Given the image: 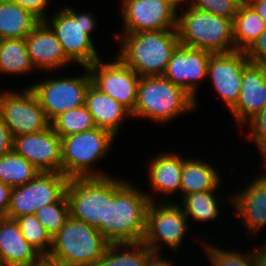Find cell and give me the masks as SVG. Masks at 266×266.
<instances>
[{"instance_id": "obj_23", "label": "cell", "mask_w": 266, "mask_h": 266, "mask_svg": "<svg viewBox=\"0 0 266 266\" xmlns=\"http://www.w3.org/2000/svg\"><path fill=\"white\" fill-rule=\"evenodd\" d=\"M85 106L91 113L96 127L118 136L123 122L132 118L131 112L111 96L100 92L92 84L85 94Z\"/></svg>"}, {"instance_id": "obj_21", "label": "cell", "mask_w": 266, "mask_h": 266, "mask_svg": "<svg viewBox=\"0 0 266 266\" xmlns=\"http://www.w3.org/2000/svg\"><path fill=\"white\" fill-rule=\"evenodd\" d=\"M160 152L158 155L154 156L147 162V173L148 179L151 186V190L146 195L148 196L151 202H157L161 196V202H169L167 196L176 195L178 192L180 196V187H181V173L183 169V162L185 156L177 154V152ZM154 193V194H153ZM156 194V195H155ZM159 196V197H158ZM157 197V198H156Z\"/></svg>"}, {"instance_id": "obj_13", "label": "cell", "mask_w": 266, "mask_h": 266, "mask_svg": "<svg viewBox=\"0 0 266 266\" xmlns=\"http://www.w3.org/2000/svg\"><path fill=\"white\" fill-rule=\"evenodd\" d=\"M111 58V62L100 59L87 66L91 84L132 113L137 100L140 76L124 65L116 56Z\"/></svg>"}, {"instance_id": "obj_39", "label": "cell", "mask_w": 266, "mask_h": 266, "mask_svg": "<svg viewBox=\"0 0 266 266\" xmlns=\"http://www.w3.org/2000/svg\"><path fill=\"white\" fill-rule=\"evenodd\" d=\"M13 150V136L0 116V157Z\"/></svg>"}, {"instance_id": "obj_38", "label": "cell", "mask_w": 266, "mask_h": 266, "mask_svg": "<svg viewBox=\"0 0 266 266\" xmlns=\"http://www.w3.org/2000/svg\"><path fill=\"white\" fill-rule=\"evenodd\" d=\"M10 1H13L14 3L30 11L40 21H44L49 15L48 8L50 7L48 6L51 5L50 4L51 0H10Z\"/></svg>"}, {"instance_id": "obj_34", "label": "cell", "mask_w": 266, "mask_h": 266, "mask_svg": "<svg viewBox=\"0 0 266 266\" xmlns=\"http://www.w3.org/2000/svg\"><path fill=\"white\" fill-rule=\"evenodd\" d=\"M34 215L51 238H53L70 216L69 202L66 194L58 202L40 207Z\"/></svg>"}, {"instance_id": "obj_27", "label": "cell", "mask_w": 266, "mask_h": 266, "mask_svg": "<svg viewBox=\"0 0 266 266\" xmlns=\"http://www.w3.org/2000/svg\"><path fill=\"white\" fill-rule=\"evenodd\" d=\"M25 38L3 39L0 44V75H28L35 72Z\"/></svg>"}, {"instance_id": "obj_14", "label": "cell", "mask_w": 266, "mask_h": 266, "mask_svg": "<svg viewBox=\"0 0 266 266\" xmlns=\"http://www.w3.org/2000/svg\"><path fill=\"white\" fill-rule=\"evenodd\" d=\"M123 33L177 29L178 6L172 0H121Z\"/></svg>"}, {"instance_id": "obj_24", "label": "cell", "mask_w": 266, "mask_h": 266, "mask_svg": "<svg viewBox=\"0 0 266 266\" xmlns=\"http://www.w3.org/2000/svg\"><path fill=\"white\" fill-rule=\"evenodd\" d=\"M211 164L201 158L185 157L181 173V198L192 193L220 189L222 175Z\"/></svg>"}, {"instance_id": "obj_28", "label": "cell", "mask_w": 266, "mask_h": 266, "mask_svg": "<svg viewBox=\"0 0 266 266\" xmlns=\"http://www.w3.org/2000/svg\"><path fill=\"white\" fill-rule=\"evenodd\" d=\"M217 190L192 193L185 195L181 201V208L189 221L198 223H209L216 220L221 211V202L218 198ZM217 194V195H216Z\"/></svg>"}, {"instance_id": "obj_19", "label": "cell", "mask_w": 266, "mask_h": 266, "mask_svg": "<svg viewBox=\"0 0 266 266\" xmlns=\"http://www.w3.org/2000/svg\"><path fill=\"white\" fill-rule=\"evenodd\" d=\"M30 61L36 72L59 71L74 63L66 56L54 31L45 22L40 21L25 37ZM63 67V68H62Z\"/></svg>"}, {"instance_id": "obj_40", "label": "cell", "mask_w": 266, "mask_h": 266, "mask_svg": "<svg viewBox=\"0 0 266 266\" xmlns=\"http://www.w3.org/2000/svg\"><path fill=\"white\" fill-rule=\"evenodd\" d=\"M11 187L0 181V218H6L10 205Z\"/></svg>"}, {"instance_id": "obj_16", "label": "cell", "mask_w": 266, "mask_h": 266, "mask_svg": "<svg viewBox=\"0 0 266 266\" xmlns=\"http://www.w3.org/2000/svg\"><path fill=\"white\" fill-rule=\"evenodd\" d=\"M249 62L245 51L211 54L208 61L207 80L220 96L228 110L238 102L244 66Z\"/></svg>"}, {"instance_id": "obj_5", "label": "cell", "mask_w": 266, "mask_h": 266, "mask_svg": "<svg viewBox=\"0 0 266 266\" xmlns=\"http://www.w3.org/2000/svg\"><path fill=\"white\" fill-rule=\"evenodd\" d=\"M186 5L185 9L182 5L178 7L177 30L181 44L212 54L237 51L233 20Z\"/></svg>"}, {"instance_id": "obj_22", "label": "cell", "mask_w": 266, "mask_h": 266, "mask_svg": "<svg viewBox=\"0 0 266 266\" xmlns=\"http://www.w3.org/2000/svg\"><path fill=\"white\" fill-rule=\"evenodd\" d=\"M42 258L23 238L16 220L0 218V262L3 266H31Z\"/></svg>"}, {"instance_id": "obj_31", "label": "cell", "mask_w": 266, "mask_h": 266, "mask_svg": "<svg viewBox=\"0 0 266 266\" xmlns=\"http://www.w3.org/2000/svg\"><path fill=\"white\" fill-rule=\"evenodd\" d=\"M50 126L60 138L96 128L93 117L85 105L58 115Z\"/></svg>"}, {"instance_id": "obj_42", "label": "cell", "mask_w": 266, "mask_h": 266, "mask_svg": "<svg viewBox=\"0 0 266 266\" xmlns=\"http://www.w3.org/2000/svg\"><path fill=\"white\" fill-rule=\"evenodd\" d=\"M252 251L254 266H266V240L262 246Z\"/></svg>"}, {"instance_id": "obj_45", "label": "cell", "mask_w": 266, "mask_h": 266, "mask_svg": "<svg viewBox=\"0 0 266 266\" xmlns=\"http://www.w3.org/2000/svg\"><path fill=\"white\" fill-rule=\"evenodd\" d=\"M259 157L262 158L261 160H262V162H263V163H262V165L264 166L263 168L266 169V151H265L261 156H259ZM265 169H264V171H262V173L264 172L263 174L266 175V173H265L266 170H265Z\"/></svg>"}, {"instance_id": "obj_25", "label": "cell", "mask_w": 266, "mask_h": 266, "mask_svg": "<svg viewBox=\"0 0 266 266\" xmlns=\"http://www.w3.org/2000/svg\"><path fill=\"white\" fill-rule=\"evenodd\" d=\"M40 20L10 0H0V39L25 38Z\"/></svg>"}, {"instance_id": "obj_46", "label": "cell", "mask_w": 266, "mask_h": 266, "mask_svg": "<svg viewBox=\"0 0 266 266\" xmlns=\"http://www.w3.org/2000/svg\"><path fill=\"white\" fill-rule=\"evenodd\" d=\"M256 0H240V5H250Z\"/></svg>"}, {"instance_id": "obj_37", "label": "cell", "mask_w": 266, "mask_h": 266, "mask_svg": "<svg viewBox=\"0 0 266 266\" xmlns=\"http://www.w3.org/2000/svg\"><path fill=\"white\" fill-rule=\"evenodd\" d=\"M245 52L249 62L266 66V28Z\"/></svg>"}, {"instance_id": "obj_48", "label": "cell", "mask_w": 266, "mask_h": 266, "mask_svg": "<svg viewBox=\"0 0 266 266\" xmlns=\"http://www.w3.org/2000/svg\"><path fill=\"white\" fill-rule=\"evenodd\" d=\"M240 6V0H233Z\"/></svg>"}, {"instance_id": "obj_10", "label": "cell", "mask_w": 266, "mask_h": 266, "mask_svg": "<svg viewBox=\"0 0 266 266\" xmlns=\"http://www.w3.org/2000/svg\"><path fill=\"white\" fill-rule=\"evenodd\" d=\"M0 116L13 137L38 133L50 127L37 96L29 87L1 91Z\"/></svg>"}, {"instance_id": "obj_26", "label": "cell", "mask_w": 266, "mask_h": 266, "mask_svg": "<svg viewBox=\"0 0 266 266\" xmlns=\"http://www.w3.org/2000/svg\"><path fill=\"white\" fill-rule=\"evenodd\" d=\"M266 28L250 5H240L233 19V41L236 50L246 51Z\"/></svg>"}, {"instance_id": "obj_12", "label": "cell", "mask_w": 266, "mask_h": 266, "mask_svg": "<svg viewBox=\"0 0 266 266\" xmlns=\"http://www.w3.org/2000/svg\"><path fill=\"white\" fill-rule=\"evenodd\" d=\"M66 196L72 218L96 228L107 224L108 177L69 179Z\"/></svg>"}, {"instance_id": "obj_2", "label": "cell", "mask_w": 266, "mask_h": 266, "mask_svg": "<svg viewBox=\"0 0 266 266\" xmlns=\"http://www.w3.org/2000/svg\"><path fill=\"white\" fill-rule=\"evenodd\" d=\"M120 48L115 55L140 77L162 76L180 43L177 29L115 33Z\"/></svg>"}, {"instance_id": "obj_18", "label": "cell", "mask_w": 266, "mask_h": 266, "mask_svg": "<svg viewBox=\"0 0 266 266\" xmlns=\"http://www.w3.org/2000/svg\"><path fill=\"white\" fill-rule=\"evenodd\" d=\"M13 150L40 172L62 173L61 138L51 126L38 133L13 137Z\"/></svg>"}, {"instance_id": "obj_36", "label": "cell", "mask_w": 266, "mask_h": 266, "mask_svg": "<svg viewBox=\"0 0 266 266\" xmlns=\"http://www.w3.org/2000/svg\"><path fill=\"white\" fill-rule=\"evenodd\" d=\"M246 125L249 126L247 134L248 140L257 147L262 155L266 151V104L262 111L250 120Z\"/></svg>"}, {"instance_id": "obj_4", "label": "cell", "mask_w": 266, "mask_h": 266, "mask_svg": "<svg viewBox=\"0 0 266 266\" xmlns=\"http://www.w3.org/2000/svg\"><path fill=\"white\" fill-rule=\"evenodd\" d=\"M109 245L96 227L69 216L46 258L56 266H95Z\"/></svg>"}, {"instance_id": "obj_7", "label": "cell", "mask_w": 266, "mask_h": 266, "mask_svg": "<svg viewBox=\"0 0 266 266\" xmlns=\"http://www.w3.org/2000/svg\"><path fill=\"white\" fill-rule=\"evenodd\" d=\"M115 139L110 131L98 127L62 137V174L68 179L110 176L97 169L95 163L110 153Z\"/></svg>"}, {"instance_id": "obj_9", "label": "cell", "mask_w": 266, "mask_h": 266, "mask_svg": "<svg viewBox=\"0 0 266 266\" xmlns=\"http://www.w3.org/2000/svg\"><path fill=\"white\" fill-rule=\"evenodd\" d=\"M81 68L85 70L82 75L50 76L27 86L37 96L50 123L65 111L85 105V94L91 84V77L87 67Z\"/></svg>"}, {"instance_id": "obj_47", "label": "cell", "mask_w": 266, "mask_h": 266, "mask_svg": "<svg viewBox=\"0 0 266 266\" xmlns=\"http://www.w3.org/2000/svg\"><path fill=\"white\" fill-rule=\"evenodd\" d=\"M178 7L180 6V5H185L184 4V2L186 1V0H172Z\"/></svg>"}, {"instance_id": "obj_15", "label": "cell", "mask_w": 266, "mask_h": 266, "mask_svg": "<svg viewBox=\"0 0 266 266\" xmlns=\"http://www.w3.org/2000/svg\"><path fill=\"white\" fill-rule=\"evenodd\" d=\"M211 52L196 49L179 43L162 75L176 86L181 87L198 106V90L203 81H207L208 61Z\"/></svg>"}, {"instance_id": "obj_44", "label": "cell", "mask_w": 266, "mask_h": 266, "mask_svg": "<svg viewBox=\"0 0 266 266\" xmlns=\"http://www.w3.org/2000/svg\"><path fill=\"white\" fill-rule=\"evenodd\" d=\"M31 266H56L51 260L43 257L37 264Z\"/></svg>"}, {"instance_id": "obj_41", "label": "cell", "mask_w": 266, "mask_h": 266, "mask_svg": "<svg viewBox=\"0 0 266 266\" xmlns=\"http://www.w3.org/2000/svg\"><path fill=\"white\" fill-rule=\"evenodd\" d=\"M161 254L162 252H152L148 258V263L146 266H173V261H170L168 257L164 258L161 256Z\"/></svg>"}, {"instance_id": "obj_17", "label": "cell", "mask_w": 266, "mask_h": 266, "mask_svg": "<svg viewBox=\"0 0 266 266\" xmlns=\"http://www.w3.org/2000/svg\"><path fill=\"white\" fill-rule=\"evenodd\" d=\"M253 179V180H252ZM242 189L231 191L226 195L228 203L234 206L235 212L247 230L248 238L258 236L266 226V175L257 174ZM231 194V195H230ZM253 235V236H252Z\"/></svg>"}, {"instance_id": "obj_33", "label": "cell", "mask_w": 266, "mask_h": 266, "mask_svg": "<svg viewBox=\"0 0 266 266\" xmlns=\"http://www.w3.org/2000/svg\"><path fill=\"white\" fill-rule=\"evenodd\" d=\"M199 244L204 248L205 255L209 259L211 266H254L252 252L234 251L233 249L221 248L218 245L211 244L207 241L209 235L206 234ZM207 241V242H205Z\"/></svg>"}, {"instance_id": "obj_35", "label": "cell", "mask_w": 266, "mask_h": 266, "mask_svg": "<svg viewBox=\"0 0 266 266\" xmlns=\"http://www.w3.org/2000/svg\"><path fill=\"white\" fill-rule=\"evenodd\" d=\"M185 4L233 20L239 5L233 0H186Z\"/></svg>"}, {"instance_id": "obj_8", "label": "cell", "mask_w": 266, "mask_h": 266, "mask_svg": "<svg viewBox=\"0 0 266 266\" xmlns=\"http://www.w3.org/2000/svg\"><path fill=\"white\" fill-rule=\"evenodd\" d=\"M180 204V202H175V199L169 202L149 203L146 213V230L142 242L152 252L161 251L162 246H167L168 250L177 252L183 246L184 237L190 233V222Z\"/></svg>"}, {"instance_id": "obj_6", "label": "cell", "mask_w": 266, "mask_h": 266, "mask_svg": "<svg viewBox=\"0 0 266 266\" xmlns=\"http://www.w3.org/2000/svg\"><path fill=\"white\" fill-rule=\"evenodd\" d=\"M77 11L65 4L44 21L54 31L66 56L74 65L87 67L102 59L91 36L96 30L98 18L92 12Z\"/></svg>"}, {"instance_id": "obj_30", "label": "cell", "mask_w": 266, "mask_h": 266, "mask_svg": "<svg viewBox=\"0 0 266 266\" xmlns=\"http://www.w3.org/2000/svg\"><path fill=\"white\" fill-rule=\"evenodd\" d=\"M39 173L40 170L14 150L0 157V181L11 188L27 184Z\"/></svg>"}, {"instance_id": "obj_3", "label": "cell", "mask_w": 266, "mask_h": 266, "mask_svg": "<svg viewBox=\"0 0 266 266\" xmlns=\"http://www.w3.org/2000/svg\"><path fill=\"white\" fill-rule=\"evenodd\" d=\"M195 110V100L169 79L140 77L132 118L147 119L162 126Z\"/></svg>"}, {"instance_id": "obj_43", "label": "cell", "mask_w": 266, "mask_h": 266, "mask_svg": "<svg viewBox=\"0 0 266 266\" xmlns=\"http://www.w3.org/2000/svg\"><path fill=\"white\" fill-rule=\"evenodd\" d=\"M255 12L261 17L266 24V0H256L250 4Z\"/></svg>"}, {"instance_id": "obj_32", "label": "cell", "mask_w": 266, "mask_h": 266, "mask_svg": "<svg viewBox=\"0 0 266 266\" xmlns=\"http://www.w3.org/2000/svg\"><path fill=\"white\" fill-rule=\"evenodd\" d=\"M19 224L23 238L43 257H47L52 248V238L34 214L23 215L15 219Z\"/></svg>"}, {"instance_id": "obj_1", "label": "cell", "mask_w": 266, "mask_h": 266, "mask_svg": "<svg viewBox=\"0 0 266 266\" xmlns=\"http://www.w3.org/2000/svg\"><path fill=\"white\" fill-rule=\"evenodd\" d=\"M121 177L108 176L107 224L97 229L110 244L142 242L151 202L144 190Z\"/></svg>"}, {"instance_id": "obj_11", "label": "cell", "mask_w": 266, "mask_h": 266, "mask_svg": "<svg viewBox=\"0 0 266 266\" xmlns=\"http://www.w3.org/2000/svg\"><path fill=\"white\" fill-rule=\"evenodd\" d=\"M69 179L62 173L40 172L25 185L13 187L6 218L34 214L40 207L58 202L65 194Z\"/></svg>"}, {"instance_id": "obj_29", "label": "cell", "mask_w": 266, "mask_h": 266, "mask_svg": "<svg viewBox=\"0 0 266 266\" xmlns=\"http://www.w3.org/2000/svg\"><path fill=\"white\" fill-rule=\"evenodd\" d=\"M151 253L143 242L110 244L95 266H146Z\"/></svg>"}, {"instance_id": "obj_20", "label": "cell", "mask_w": 266, "mask_h": 266, "mask_svg": "<svg viewBox=\"0 0 266 266\" xmlns=\"http://www.w3.org/2000/svg\"><path fill=\"white\" fill-rule=\"evenodd\" d=\"M265 104L266 66L248 62L243 69L238 102L229 112H232L239 128L243 129L244 125L262 111Z\"/></svg>"}]
</instances>
